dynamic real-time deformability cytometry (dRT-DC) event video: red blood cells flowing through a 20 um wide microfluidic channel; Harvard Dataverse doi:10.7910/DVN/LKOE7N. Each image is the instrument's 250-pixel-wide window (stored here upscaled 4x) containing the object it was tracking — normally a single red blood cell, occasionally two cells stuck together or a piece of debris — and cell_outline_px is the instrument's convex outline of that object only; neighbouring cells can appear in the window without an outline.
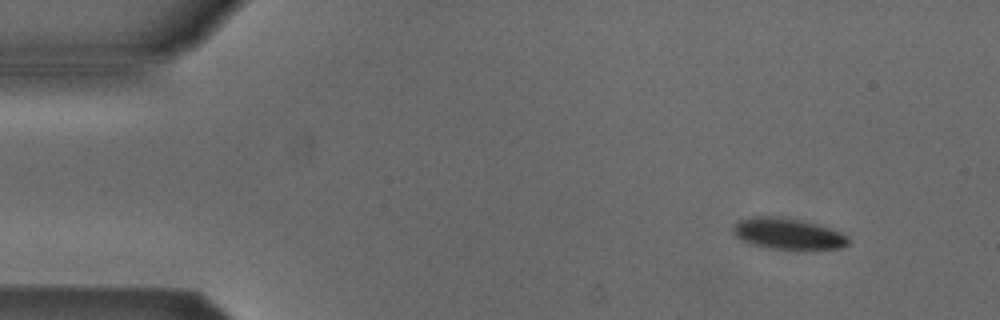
{"species": "Egyptian fruit bat (a non-hibernating species)", "species_latin": "Rousettus aegyptiacus", "temperature_condition": "cold", "stored_images_in_passage": 5, "camera_frame_rate_fps": 3000, "um_per_image_px": 0.085, "animal": {"sex": "male"}, "frame": {"image": 1, "passage_image": 1, "time_ms": 0.0, "image_size_px": [1000, 320], "cell_outline_px": [[848, 244], [840, 248], [812, 252], [796, 252], [768, 248], [748, 244], [740, 240], [732, 232], [732, 228], [740, 220], [752, 216], [768, 216], [800, 220], [816, 224], [840, 232], [848, 236]], "centroid_in_image_um": [66.98, 19.94], "position_along_channel_um": 18.0, "area_um2": 21.73}}
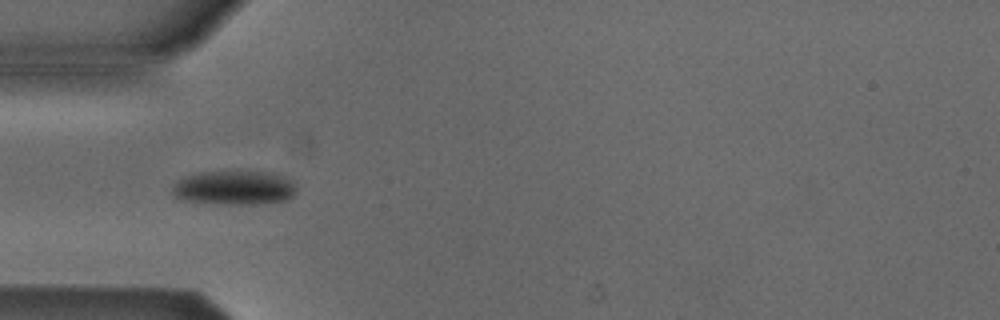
{"frame": {"image": 2, "passage_image": 4, "time_ms": 3.667, "image_size_px": [1000, 320], "cell_outline_px": [[296, 192], [288, 200], [264, 204], [220, 204], [180, 200], [172, 196], [172, 188], [176, 180], [184, 176], [200, 172], [260, 172], [280, 176], [292, 180], [296, 184]], "centroid_in_image_um": [19.87, 15.99], "position_along_channel_um": 65.1, "area_um2": 24.91}}
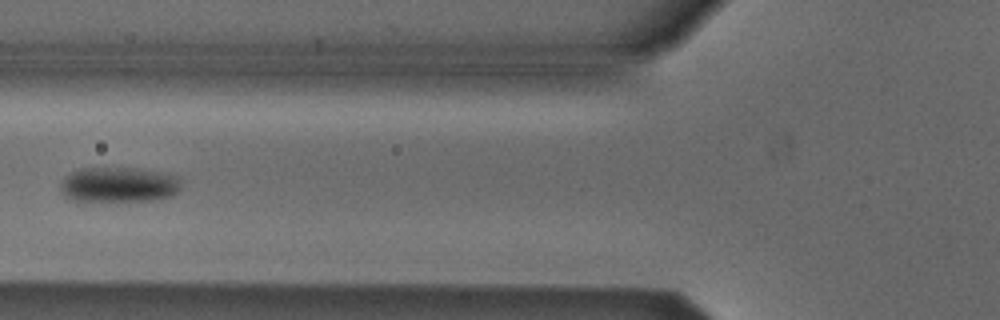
{"frame": {"image": 3, "passage_image": 5, "time_ms": 5.0, "image_size_px": [1000, 320], "cell_outline_px": [[180, 188], [172, 196], [160, 200], [72, 200], [64, 196], [60, 192], [60, 184], [72, 172], [80, 168], [132, 168], [180, 176]], "centroid_in_image_um": [10.11, 15.7], "position_along_channel_um": 115.7, "area_um2": 24.45}}